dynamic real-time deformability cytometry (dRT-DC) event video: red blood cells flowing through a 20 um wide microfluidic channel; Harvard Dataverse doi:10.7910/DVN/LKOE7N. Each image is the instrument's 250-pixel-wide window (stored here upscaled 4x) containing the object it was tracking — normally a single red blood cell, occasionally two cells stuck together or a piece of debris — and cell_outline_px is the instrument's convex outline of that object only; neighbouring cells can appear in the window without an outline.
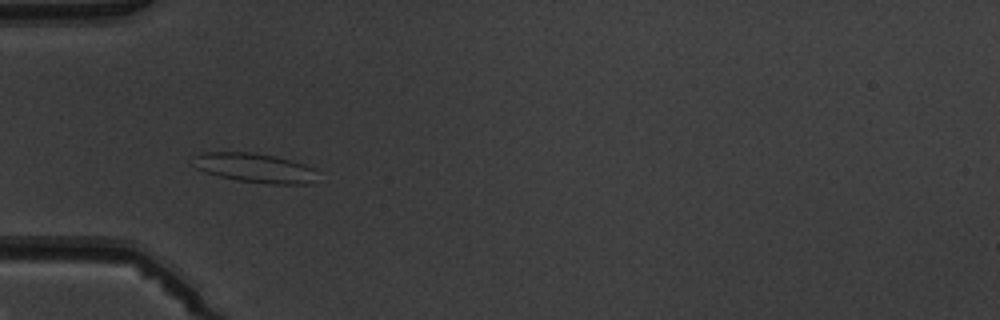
{"species": "common noctule bat (a hibernating species)", "species_latin": "Nyctalus noctula", "temperature_condition": "warm", "stored_images_in_passage": 6, "camera_frame_rate_fps": 3000, "um_per_image_px": 0.085, "animal": {"sex": "male", "body_mass_g": 19.5, "forearm_length_mm": 54.6}, "frame": {"image": 1, "passage_image": 5, "time_ms": 4.667, "image_size_px": [1000, 320], "cell_outline_px": [[320, 172], [312, 184], [268, 184], [236, 180], [220, 176], [196, 168], [192, 164], [192, 156], [200, 152], [252, 152], [276, 156], [304, 164], [316, 168]], "centroid_in_image_um": [21.7, 14.27], "position_along_channel_um": 63.3, "area_um2": 21.68}}
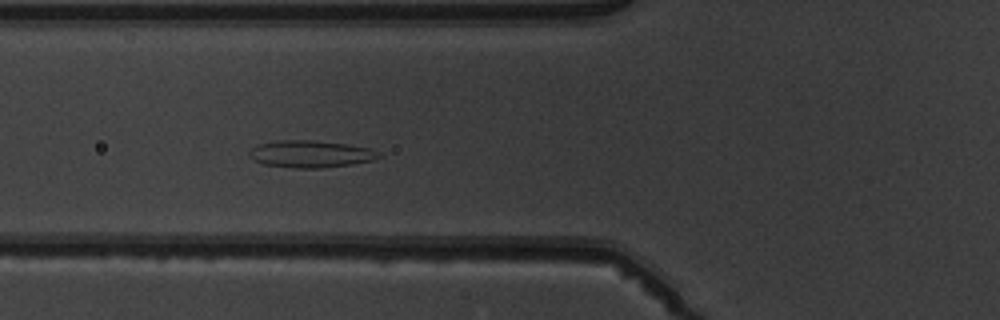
{"frame": {"image": 2, "passage_image": 6, "time_ms": 5.667, "image_size_px": [1000, 320], "cell_outline_px": [[384, 156], [372, 160], [352, 164], [324, 168], [296, 168], [264, 164], [248, 156], [248, 152], [252, 148], [260, 144], [276, 140], [312, 140], [344, 144], [368, 148], [380, 152]], "centroid_in_image_um": [26.42, 13.09], "position_along_channel_um": 99.4, "area_um2": 20.35}}